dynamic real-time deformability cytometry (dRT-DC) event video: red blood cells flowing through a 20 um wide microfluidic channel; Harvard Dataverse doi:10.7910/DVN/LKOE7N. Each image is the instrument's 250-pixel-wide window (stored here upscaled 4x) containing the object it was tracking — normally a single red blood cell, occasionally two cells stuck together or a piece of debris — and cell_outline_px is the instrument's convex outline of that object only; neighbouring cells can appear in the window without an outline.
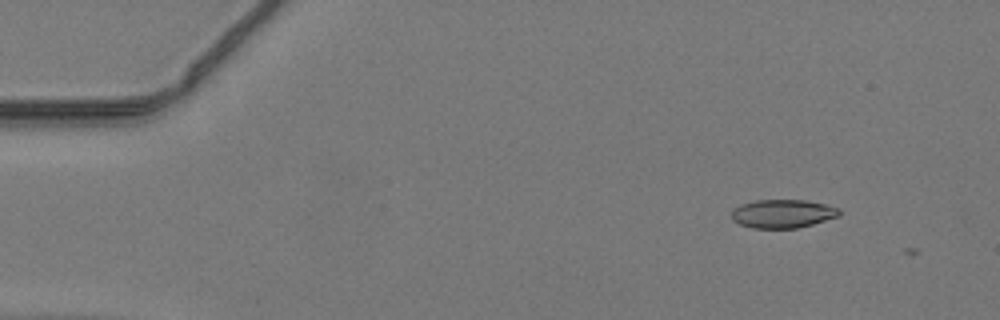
{"species": "common noctule bat (a hibernating species)", "species_latin": "Nyctalus noctula", "temperature_condition": "warm", "stored_images_in_passage": 3, "camera_frame_rate_fps": 3000, "um_per_image_px": 0.085, "animal": {"sex": "male", "body_mass_g": 19.2, "forearm_length_mm": 51.8}, "frame": {"image": 1, "passage_image": 1, "time_ms": 0.0, "image_size_px": [1000, 320], "cell_outline_px": [[840, 216], [812, 224], [796, 228], [752, 228], [740, 224], [732, 220], [732, 208], [740, 204], [756, 200], [804, 200], [824, 204], [840, 208]], "centroid_in_image_um": [66.51, 18.16], "position_along_channel_um": 18.5, "area_um2": 17.92}}